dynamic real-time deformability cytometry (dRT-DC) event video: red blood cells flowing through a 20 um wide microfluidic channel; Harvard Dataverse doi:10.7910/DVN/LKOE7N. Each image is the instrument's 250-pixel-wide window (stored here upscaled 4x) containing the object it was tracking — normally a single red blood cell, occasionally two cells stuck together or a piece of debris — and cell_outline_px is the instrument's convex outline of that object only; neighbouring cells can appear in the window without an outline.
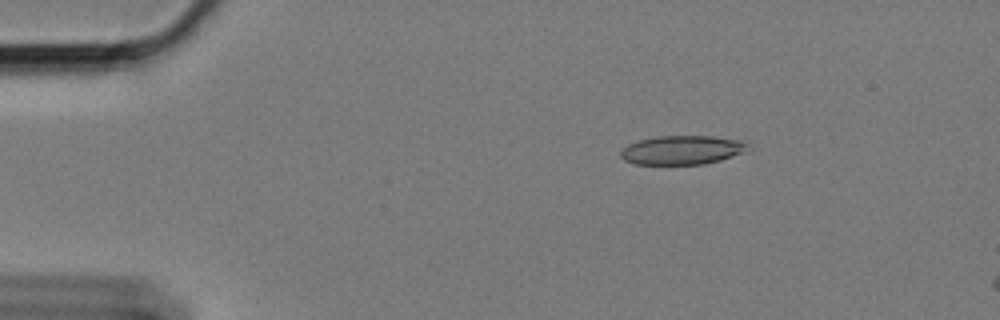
{"species": "Egyptian fruit bat (a non-hibernating species)", "species_latin": "Rousettus aegyptiacus", "temperature_condition": "cold", "stored_images_in_passage": 12, "camera_frame_rate_fps": 3000, "um_per_image_px": 0.085, "animal": {"sex": "female"}, "frame": {"image": 1, "passage_image": 1, "time_ms": 0.0, "image_size_px": [1000, 320], "cell_outline_px": [[744, 152], [720, 160], [704, 164], [636, 164], [624, 160], [620, 156], [620, 152], [628, 144], [640, 140], [660, 136], [712, 136], [736, 140], [744, 144]], "centroid_in_image_um": [57.89, 12.76], "position_along_channel_um": 27.1, "area_um2": 20.92}}
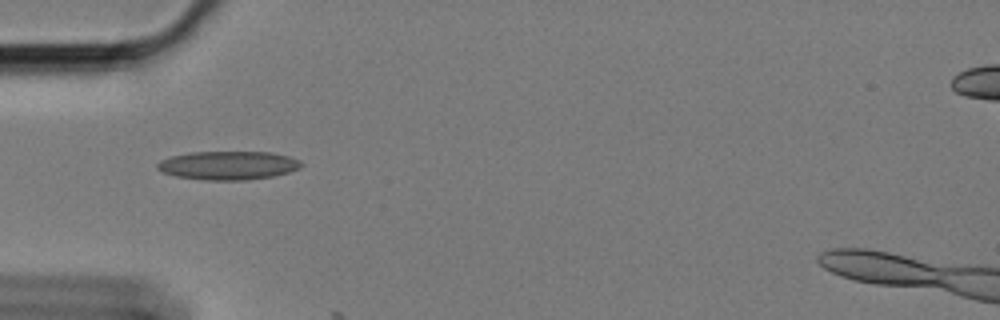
{"frame": {"image": 2, "passage_image": 10, "time_ms": 3.0, "image_size_px": [1000, 320], "cell_outline_px": [[304, 164], [300, 168], [288, 172], [272, 176], [244, 180], [204, 180], [176, 176], [164, 172], [156, 168], [156, 164], [160, 160], [172, 156], [192, 152], [272, 152], [288, 156], [300, 160]], "centroid_in_image_um": [19.41, 14.05], "position_along_channel_um": 65.6, "area_um2": 23.93}}